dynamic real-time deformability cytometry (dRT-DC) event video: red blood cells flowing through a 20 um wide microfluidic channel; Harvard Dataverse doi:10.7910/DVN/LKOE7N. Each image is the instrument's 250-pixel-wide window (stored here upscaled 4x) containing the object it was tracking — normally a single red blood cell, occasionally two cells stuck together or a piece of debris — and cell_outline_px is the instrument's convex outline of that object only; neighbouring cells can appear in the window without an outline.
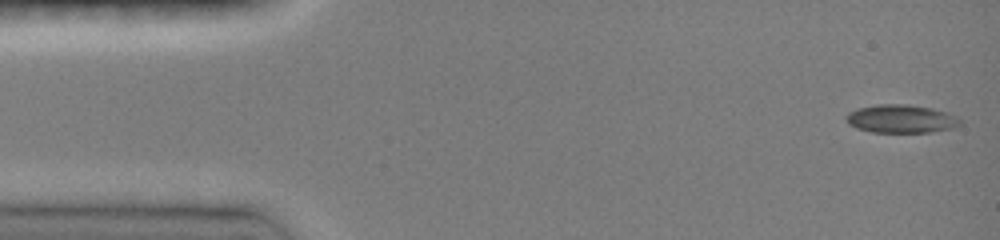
{"species": "common noctule bat (a hibernating species)", "species_latin": "Nyctalus noctula", "temperature_condition": "room temperature", "stored_images_in_passage": 6, "camera_frame_rate_fps": 3000, "um_per_image_px": 0.085, "animal": {"sex": "female", "body_mass_g": 19.0, "forearm_length_mm": 51.5}, "frame": {"image": 1, "passage_image": 1, "time_ms": 0.0, "image_size_px": [1000, 240], "cell_outline_px": [[960, 124], [952, 128], [932, 132], [872, 132], [856, 128], [848, 124], [844, 116], [848, 112], [856, 108], [876, 104], [904, 104], [932, 108], [948, 112], [956, 116], [960, 120]], "centroid_in_image_um": [76.55, 10.09], "position_along_channel_um": 8.5, "area_um2": 18.9}}
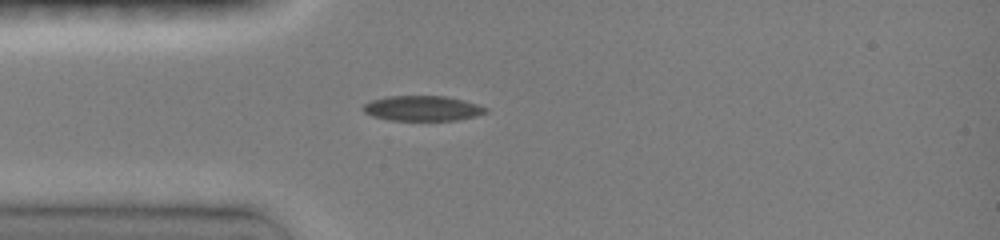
{"frame": {"image": 2, "passage_image": 6, "time_ms": 3.667, "image_size_px": [1000, 240], "cell_outline_px": [[488, 112], [476, 116], [456, 120], [392, 120], [372, 116], [364, 112], [360, 108], [364, 104], [372, 100], [388, 96], [444, 96], [464, 100], [488, 108]], "centroid_in_image_um": [35.9, 9.21], "position_along_channel_um": 49.1, "area_um2": 17.92}}